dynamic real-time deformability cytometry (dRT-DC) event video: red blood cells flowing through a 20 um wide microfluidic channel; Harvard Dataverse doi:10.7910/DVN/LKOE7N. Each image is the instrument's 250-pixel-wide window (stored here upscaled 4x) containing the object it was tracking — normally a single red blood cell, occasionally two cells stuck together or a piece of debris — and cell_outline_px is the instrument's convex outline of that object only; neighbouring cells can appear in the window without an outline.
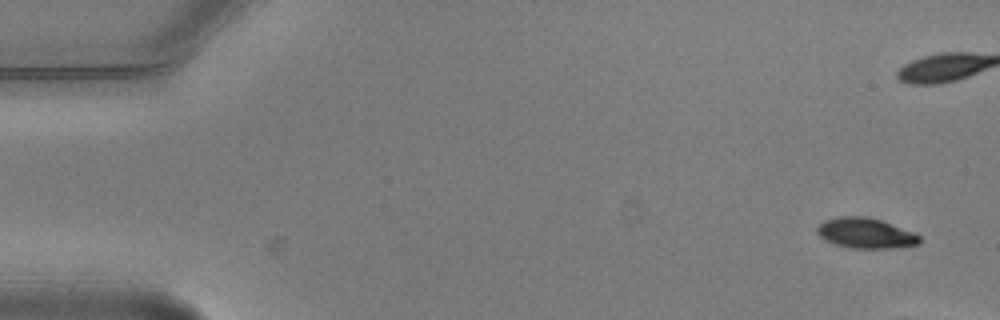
{"species": "common noctule bat (a hibernating species)", "species_latin": "Nyctalus noctula", "temperature_condition": "warm", "stored_images_in_passage": 5, "camera_frame_rate_fps": 3000, "um_per_image_px": 0.085, "animal": {"sex": "male", "body_mass_g": 20.5, "forearm_length_mm": 52.5}, "frame": {"image": 1, "passage_image": 1, "time_ms": 0.0, "image_size_px": [1000, 320], "cell_outline_px": [[920, 244], [896, 248], [852, 248], [836, 244], [824, 240], [816, 232], [816, 228], [824, 220], [840, 216], [864, 216], [880, 220], [916, 232], [920, 236]], "centroid_in_image_um": [73.6, 19.82], "position_along_channel_um": 11.4, "area_um2": 18.21}}